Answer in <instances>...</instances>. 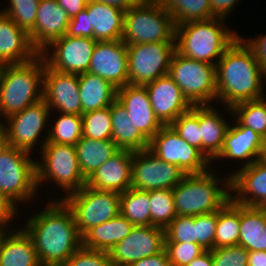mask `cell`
I'll list each match as a JSON object with an SVG mask.
<instances>
[{"label": "cell", "instance_id": "d4e9b609", "mask_svg": "<svg viewBox=\"0 0 266 266\" xmlns=\"http://www.w3.org/2000/svg\"><path fill=\"white\" fill-rule=\"evenodd\" d=\"M265 142L266 140L251 128L239 124L231 127L229 125L223 147L214 160L240 159L247 161L244 166L251 165L260 158Z\"/></svg>", "mask_w": 266, "mask_h": 266}, {"label": "cell", "instance_id": "f6af8a7d", "mask_svg": "<svg viewBox=\"0 0 266 266\" xmlns=\"http://www.w3.org/2000/svg\"><path fill=\"white\" fill-rule=\"evenodd\" d=\"M213 266H248V251L241 245L211 250Z\"/></svg>", "mask_w": 266, "mask_h": 266}, {"label": "cell", "instance_id": "5b68a950", "mask_svg": "<svg viewBox=\"0 0 266 266\" xmlns=\"http://www.w3.org/2000/svg\"><path fill=\"white\" fill-rule=\"evenodd\" d=\"M209 169L200 174H186L172 189L177 216H197L217 212L230 200L231 177L219 187V179Z\"/></svg>", "mask_w": 266, "mask_h": 266}, {"label": "cell", "instance_id": "d6a6232c", "mask_svg": "<svg viewBox=\"0 0 266 266\" xmlns=\"http://www.w3.org/2000/svg\"><path fill=\"white\" fill-rule=\"evenodd\" d=\"M74 146L80 169L86 179L120 150L112 139L96 140L84 136Z\"/></svg>", "mask_w": 266, "mask_h": 266}, {"label": "cell", "instance_id": "44dd1931", "mask_svg": "<svg viewBox=\"0 0 266 266\" xmlns=\"http://www.w3.org/2000/svg\"><path fill=\"white\" fill-rule=\"evenodd\" d=\"M70 17L57 0H40L33 31L29 34L33 47L41 54L54 40L66 34Z\"/></svg>", "mask_w": 266, "mask_h": 266}, {"label": "cell", "instance_id": "603a6c76", "mask_svg": "<svg viewBox=\"0 0 266 266\" xmlns=\"http://www.w3.org/2000/svg\"><path fill=\"white\" fill-rule=\"evenodd\" d=\"M133 151L119 150L86 180L96 190L125 192L131 188Z\"/></svg>", "mask_w": 266, "mask_h": 266}, {"label": "cell", "instance_id": "6f0895ef", "mask_svg": "<svg viewBox=\"0 0 266 266\" xmlns=\"http://www.w3.org/2000/svg\"><path fill=\"white\" fill-rule=\"evenodd\" d=\"M248 266H266V251H250Z\"/></svg>", "mask_w": 266, "mask_h": 266}, {"label": "cell", "instance_id": "60d3db41", "mask_svg": "<svg viewBox=\"0 0 266 266\" xmlns=\"http://www.w3.org/2000/svg\"><path fill=\"white\" fill-rule=\"evenodd\" d=\"M171 126L182 139L202 152V137L199 126V105H193L189 111L182 113Z\"/></svg>", "mask_w": 266, "mask_h": 266}, {"label": "cell", "instance_id": "816d5d0a", "mask_svg": "<svg viewBox=\"0 0 266 266\" xmlns=\"http://www.w3.org/2000/svg\"><path fill=\"white\" fill-rule=\"evenodd\" d=\"M170 260L167 251L164 249L163 251L142 258L138 261H135L127 266H170Z\"/></svg>", "mask_w": 266, "mask_h": 266}, {"label": "cell", "instance_id": "d6986e66", "mask_svg": "<svg viewBox=\"0 0 266 266\" xmlns=\"http://www.w3.org/2000/svg\"><path fill=\"white\" fill-rule=\"evenodd\" d=\"M145 87L152 109L163 125H171L193 106L168 74L146 83Z\"/></svg>", "mask_w": 266, "mask_h": 266}, {"label": "cell", "instance_id": "74e56055", "mask_svg": "<svg viewBox=\"0 0 266 266\" xmlns=\"http://www.w3.org/2000/svg\"><path fill=\"white\" fill-rule=\"evenodd\" d=\"M150 199V226L165 229L177 216L173 192L170 189L149 191Z\"/></svg>", "mask_w": 266, "mask_h": 266}, {"label": "cell", "instance_id": "277c9868", "mask_svg": "<svg viewBox=\"0 0 266 266\" xmlns=\"http://www.w3.org/2000/svg\"><path fill=\"white\" fill-rule=\"evenodd\" d=\"M44 57L3 65L0 74V114L7 118L43 99ZM39 86L41 87L39 89Z\"/></svg>", "mask_w": 266, "mask_h": 266}, {"label": "cell", "instance_id": "c3c4849f", "mask_svg": "<svg viewBox=\"0 0 266 266\" xmlns=\"http://www.w3.org/2000/svg\"><path fill=\"white\" fill-rule=\"evenodd\" d=\"M88 17L87 11L84 9L70 18L66 35L93 39V29H89Z\"/></svg>", "mask_w": 266, "mask_h": 266}, {"label": "cell", "instance_id": "f907efd6", "mask_svg": "<svg viewBox=\"0 0 266 266\" xmlns=\"http://www.w3.org/2000/svg\"><path fill=\"white\" fill-rule=\"evenodd\" d=\"M5 194L0 192V229L6 230L16 215L18 207ZM5 228V229H4Z\"/></svg>", "mask_w": 266, "mask_h": 266}, {"label": "cell", "instance_id": "ffe728a7", "mask_svg": "<svg viewBox=\"0 0 266 266\" xmlns=\"http://www.w3.org/2000/svg\"><path fill=\"white\" fill-rule=\"evenodd\" d=\"M117 100L126 109L136 128L150 140L164 125L156 117L145 85H130L117 89Z\"/></svg>", "mask_w": 266, "mask_h": 266}, {"label": "cell", "instance_id": "e575fe53", "mask_svg": "<svg viewBox=\"0 0 266 266\" xmlns=\"http://www.w3.org/2000/svg\"><path fill=\"white\" fill-rule=\"evenodd\" d=\"M120 214L134 226H150L149 191L129 188L120 193Z\"/></svg>", "mask_w": 266, "mask_h": 266}, {"label": "cell", "instance_id": "bcb514c9", "mask_svg": "<svg viewBox=\"0 0 266 266\" xmlns=\"http://www.w3.org/2000/svg\"><path fill=\"white\" fill-rule=\"evenodd\" d=\"M218 211L196 216V241L204 250L214 249Z\"/></svg>", "mask_w": 266, "mask_h": 266}, {"label": "cell", "instance_id": "7dc6e473", "mask_svg": "<svg viewBox=\"0 0 266 266\" xmlns=\"http://www.w3.org/2000/svg\"><path fill=\"white\" fill-rule=\"evenodd\" d=\"M62 266H112L109 252L81 246Z\"/></svg>", "mask_w": 266, "mask_h": 266}, {"label": "cell", "instance_id": "7402d4cb", "mask_svg": "<svg viewBox=\"0 0 266 266\" xmlns=\"http://www.w3.org/2000/svg\"><path fill=\"white\" fill-rule=\"evenodd\" d=\"M231 200L248 207L266 208V165L259 159L230 175ZM251 195V196H250Z\"/></svg>", "mask_w": 266, "mask_h": 266}, {"label": "cell", "instance_id": "52a82bcc", "mask_svg": "<svg viewBox=\"0 0 266 266\" xmlns=\"http://www.w3.org/2000/svg\"><path fill=\"white\" fill-rule=\"evenodd\" d=\"M41 149L43 159L36 160L37 186L51 180L68 195L86 184L74 145L46 142Z\"/></svg>", "mask_w": 266, "mask_h": 266}, {"label": "cell", "instance_id": "2e32d148", "mask_svg": "<svg viewBox=\"0 0 266 266\" xmlns=\"http://www.w3.org/2000/svg\"><path fill=\"white\" fill-rule=\"evenodd\" d=\"M165 229L156 226H134L130 234L110 251L112 266H127L165 249Z\"/></svg>", "mask_w": 266, "mask_h": 266}, {"label": "cell", "instance_id": "f546056e", "mask_svg": "<svg viewBox=\"0 0 266 266\" xmlns=\"http://www.w3.org/2000/svg\"><path fill=\"white\" fill-rule=\"evenodd\" d=\"M209 105H199V126L202 137V153L211 162L219 155L230 124Z\"/></svg>", "mask_w": 266, "mask_h": 266}, {"label": "cell", "instance_id": "cb8c5ba5", "mask_svg": "<svg viewBox=\"0 0 266 266\" xmlns=\"http://www.w3.org/2000/svg\"><path fill=\"white\" fill-rule=\"evenodd\" d=\"M37 55L39 52L33 47L29 34L0 12V63L21 64Z\"/></svg>", "mask_w": 266, "mask_h": 266}, {"label": "cell", "instance_id": "f1b7e54d", "mask_svg": "<svg viewBox=\"0 0 266 266\" xmlns=\"http://www.w3.org/2000/svg\"><path fill=\"white\" fill-rule=\"evenodd\" d=\"M133 228L134 225L119 214L107 222L89 229L82 236V246L109 252L119 241L127 237Z\"/></svg>", "mask_w": 266, "mask_h": 266}, {"label": "cell", "instance_id": "db71d44e", "mask_svg": "<svg viewBox=\"0 0 266 266\" xmlns=\"http://www.w3.org/2000/svg\"><path fill=\"white\" fill-rule=\"evenodd\" d=\"M89 0H57V3L63 8L70 18L83 11Z\"/></svg>", "mask_w": 266, "mask_h": 266}, {"label": "cell", "instance_id": "681fc988", "mask_svg": "<svg viewBox=\"0 0 266 266\" xmlns=\"http://www.w3.org/2000/svg\"><path fill=\"white\" fill-rule=\"evenodd\" d=\"M239 38L252 51L254 58L259 63L261 69L266 73V34L253 40Z\"/></svg>", "mask_w": 266, "mask_h": 266}, {"label": "cell", "instance_id": "4dcf8cb0", "mask_svg": "<svg viewBox=\"0 0 266 266\" xmlns=\"http://www.w3.org/2000/svg\"><path fill=\"white\" fill-rule=\"evenodd\" d=\"M110 113L112 140L120 150L135 152L149 147V140L136 128L117 99L111 104Z\"/></svg>", "mask_w": 266, "mask_h": 266}, {"label": "cell", "instance_id": "91938a15", "mask_svg": "<svg viewBox=\"0 0 266 266\" xmlns=\"http://www.w3.org/2000/svg\"><path fill=\"white\" fill-rule=\"evenodd\" d=\"M259 160L266 165V142H265V145L264 147L262 148V151H261V155H260V158Z\"/></svg>", "mask_w": 266, "mask_h": 266}, {"label": "cell", "instance_id": "680465c9", "mask_svg": "<svg viewBox=\"0 0 266 266\" xmlns=\"http://www.w3.org/2000/svg\"><path fill=\"white\" fill-rule=\"evenodd\" d=\"M0 122V149L6 145V137H5V124Z\"/></svg>", "mask_w": 266, "mask_h": 266}, {"label": "cell", "instance_id": "94428289", "mask_svg": "<svg viewBox=\"0 0 266 266\" xmlns=\"http://www.w3.org/2000/svg\"><path fill=\"white\" fill-rule=\"evenodd\" d=\"M2 68H3V65L0 63V74H1Z\"/></svg>", "mask_w": 266, "mask_h": 266}, {"label": "cell", "instance_id": "8d00e7d4", "mask_svg": "<svg viewBox=\"0 0 266 266\" xmlns=\"http://www.w3.org/2000/svg\"><path fill=\"white\" fill-rule=\"evenodd\" d=\"M237 116L236 123L251 128L266 140V100L244 101L229 108Z\"/></svg>", "mask_w": 266, "mask_h": 266}, {"label": "cell", "instance_id": "4316f807", "mask_svg": "<svg viewBox=\"0 0 266 266\" xmlns=\"http://www.w3.org/2000/svg\"><path fill=\"white\" fill-rule=\"evenodd\" d=\"M11 230L13 232L1 229L0 266H42L24 228Z\"/></svg>", "mask_w": 266, "mask_h": 266}, {"label": "cell", "instance_id": "83f0119b", "mask_svg": "<svg viewBox=\"0 0 266 266\" xmlns=\"http://www.w3.org/2000/svg\"><path fill=\"white\" fill-rule=\"evenodd\" d=\"M82 114L111 106L117 99V88L90 72L78 74Z\"/></svg>", "mask_w": 266, "mask_h": 266}, {"label": "cell", "instance_id": "3957f363", "mask_svg": "<svg viewBox=\"0 0 266 266\" xmlns=\"http://www.w3.org/2000/svg\"><path fill=\"white\" fill-rule=\"evenodd\" d=\"M224 20L214 17L175 25L176 51L189 59L216 65L215 60L218 62L239 37L223 26Z\"/></svg>", "mask_w": 266, "mask_h": 266}, {"label": "cell", "instance_id": "e0dca14e", "mask_svg": "<svg viewBox=\"0 0 266 266\" xmlns=\"http://www.w3.org/2000/svg\"><path fill=\"white\" fill-rule=\"evenodd\" d=\"M128 65L127 45L122 39L97 41L88 72L119 89L128 84Z\"/></svg>", "mask_w": 266, "mask_h": 266}, {"label": "cell", "instance_id": "30bf717a", "mask_svg": "<svg viewBox=\"0 0 266 266\" xmlns=\"http://www.w3.org/2000/svg\"><path fill=\"white\" fill-rule=\"evenodd\" d=\"M61 200L72 211L81 236L120 214L119 192L96 190L86 184Z\"/></svg>", "mask_w": 266, "mask_h": 266}, {"label": "cell", "instance_id": "7c38bea8", "mask_svg": "<svg viewBox=\"0 0 266 266\" xmlns=\"http://www.w3.org/2000/svg\"><path fill=\"white\" fill-rule=\"evenodd\" d=\"M148 149L164 162L177 165L185 174L209 170L210 161L182 139L171 125H164L150 140Z\"/></svg>", "mask_w": 266, "mask_h": 266}, {"label": "cell", "instance_id": "9f6ffc18", "mask_svg": "<svg viewBox=\"0 0 266 266\" xmlns=\"http://www.w3.org/2000/svg\"><path fill=\"white\" fill-rule=\"evenodd\" d=\"M186 266H213L211 250H205L198 257L194 258Z\"/></svg>", "mask_w": 266, "mask_h": 266}, {"label": "cell", "instance_id": "5bb4252c", "mask_svg": "<svg viewBox=\"0 0 266 266\" xmlns=\"http://www.w3.org/2000/svg\"><path fill=\"white\" fill-rule=\"evenodd\" d=\"M96 43L95 39L72 37L65 34L54 40L41 55L44 57L46 65L53 70L71 74L86 73ZM48 49H51L53 53Z\"/></svg>", "mask_w": 266, "mask_h": 266}, {"label": "cell", "instance_id": "4fadbf2b", "mask_svg": "<svg viewBox=\"0 0 266 266\" xmlns=\"http://www.w3.org/2000/svg\"><path fill=\"white\" fill-rule=\"evenodd\" d=\"M185 175L177 165L164 162L148 148L133 152L131 188L172 190Z\"/></svg>", "mask_w": 266, "mask_h": 266}, {"label": "cell", "instance_id": "6da1fadb", "mask_svg": "<svg viewBox=\"0 0 266 266\" xmlns=\"http://www.w3.org/2000/svg\"><path fill=\"white\" fill-rule=\"evenodd\" d=\"M57 200L28 219L24 227L42 266H62L82 246L72 211L61 198Z\"/></svg>", "mask_w": 266, "mask_h": 266}, {"label": "cell", "instance_id": "9a60e30c", "mask_svg": "<svg viewBox=\"0 0 266 266\" xmlns=\"http://www.w3.org/2000/svg\"><path fill=\"white\" fill-rule=\"evenodd\" d=\"M47 103L42 99L23 111L15 113L6 118L8 123L4 126L6 144L31 153L37 145L40 133L46 127L50 117ZM44 127V128H43Z\"/></svg>", "mask_w": 266, "mask_h": 266}, {"label": "cell", "instance_id": "836d02e7", "mask_svg": "<svg viewBox=\"0 0 266 266\" xmlns=\"http://www.w3.org/2000/svg\"><path fill=\"white\" fill-rule=\"evenodd\" d=\"M240 233V205L230 200L218 210L214 248L237 245Z\"/></svg>", "mask_w": 266, "mask_h": 266}, {"label": "cell", "instance_id": "7a4b0ae2", "mask_svg": "<svg viewBox=\"0 0 266 266\" xmlns=\"http://www.w3.org/2000/svg\"><path fill=\"white\" fill-rule=\"evenodd\" d=\"M263 78L266 73L238 37L216 63L217 99L229 110L237 103L263 98Z\"/></svg>", "mask_w": 266, "mask_h": 266}, {"label": "cell", "instance_id": "ab89813d", "mask_svg": "<svg viewBox=\"0 0 266 266\" xmlns=\"http://www.w3.org/2000/svg\"><path fill=\"white\" fill-rule=\"evenodd\" d=\"M82 136L96 140L112 139L110 106L82 114Z\"/></svg>", "mask_w": 266, "mask_h": 266}, {"label": "cell", "instance_id": "484cf974", "mask_svg": "<svg viewBox=\"0 0 266 266\" xmlns=\"http://www.w3.org/2000/svg\"><path fill=\"white\" fill-rule=\"evenodd\" d=\"M89 29L96 41H114L122 38L125 11L120 8L89 0L85 8Z\"/></svg>", "mask_w": 266, "mask_h": 266}, {"label": "cell", "instance_id": "f5cc1de1", "mask_svg": "<svg viewBox=\"0 0 266 266\" xmlns=\"http://www.w3.org/2000/svg\"><path fill=\"white\" fill-rule=\"evenodd\" d=\"M239 0H210L211 12L214 17L226 18Z\"/></svg>", "mask_w": 266, "mask_h": 266}, {"label": "cell", "instance_id": "1f68e13d", "mask_svg": "<svg viewBox=\"0 0 266 266\" xmlns=\"http://www.w3.org/2000/svg\"><path fill=\"white\" fill-rule=\"evenodd\" d=\"M238 244L248 252L266 251V208L240 205Z\"/></svg>", "mask_w": 266, "mask_h": 266}, {"label": "cell", "instance_id": "8992f818", "mask_svg": "<svg viewBox=\"0 0 266 266\" xmlns=\"http://www.w3.org/2000/svg\"><path fill=\"white\" fill-rule=\"evenodd\" d=\"M121 39L126 44L175 41L172 15L159 0H140L125 11Z\"/></svg>", "mask_w": 266, "mask_h": 266}, {"label": "cell", "instance_id": "d590c367", "mask_svg": "<svg viewBox=\"0 0 266 266\" xmlns=\"http://www.w3.org/2000/svg\"><path fill=\"white\" fill-rule=\"evenodd\" d=\"M172 15L175 25L189 21L208 20L214 18L210 0H159Z\"/></svg>", "mask_w": 266, "mask_h": 266}, {"label": "cell", "instance_id": "ba28073f", "mask_svg": "<svg viewBox=\"0 0 266 266\" xmlns=\"http://www.w3.org/2000/svg\"><path fill=\"white\" fill-rule=\"evenodd\" d=\"M168 75L192 105L217 101L216 65L189 59L175 51Z\"/></svg>", "mask_w": 266, "mask_h": 266}, {"label": "cell", "instance_id": "ac0fdd59", "mask_svg": "<svg viewBox=\"0 0 266 266\" xmlns=\"http://www.w3.org/2000/svg\"><path fill=\"white\" fill-rule=\"evenodd\" d=\"M43 100L60 114L82 115L78 74L58 72L47 65L43 74Z\"/></svg>", "mask_w": 266, "mask_h": 266}, {"label": "cell", "instance_id": "7bdbcfd3", "mask_svg": "<svg viewBox=\"0 0 266 266\" xmlns=\"http://www.w3.org/2000/svg\"><path fill=\"white\" fill-rule=\"evenodd\" d=\"M165 242L197 243L196 216H176L165 228Z\"/></svg>", "mask_w": 266, "mask_h": 266}, {"label": "cell", "instance_id": "9c48e42d", "mask_svg": "<svg viewBox=\"0 0 266 266\" xmlns=\"http://www.w3.org/2000/svg\"><path fill=\"white\" fill-rule=\"evenodd\" d=\"M28 154L7 144L0 149V192L16 205L18 202L31 201L39 188L36 161Z\"/></svg>", "mask_w": 266, "mask_h": 266}, {"label": "cell", "instance_id": "11a10c76", "mask_svg": "<svg viewBox=\"0 0 266 266\" xmlns=\"http://www.w3.org/2000/svg\"><path fill=\"white\" fill-rule=\"evenodd\" d=\"M91 1L109 4L111 6L120 8L123 11H127L131 7L135 6L140 0H91Z\"/></svg>", "mask_w": 266, "mask_h": 266}, {"label": "cell", "instance_id": "8fae6325", "mask_svg": "<svg viewBox=\"0 0 266 266\" xmlns=\"http://www.w3.org/2000/svg\"><path fill=\"white\" fill-rule=\"evenodd\" d=\"M128 84L145 85L168 74L176 41L126 44Z\"/></svg>", "mask_w": 266, "mask_h": 266}, {"label": "cell", "instance_id": "f35d334b", "mask_svg": "<svg viewBox=\"0 0 266 266\" xmlns=\"http://www.w3.org/2000/svg\"><path fill=\"white\" fill-rule=\"evenodd\" d=\"M55 123V124H54ZM53 123L46 142L75 145L82 137V116L76 114H62Z\"/></svg>", "mask_w": 266, "mask_h": 266}, {"label": "cell", "instance_id": "ee69618b", "mask_svg": "<svg viewBox=\"0 0 266 266\" xmlns=\"http://www.w3.org/2000/svg\"><path fill=\"white\" fill-rule=\"evenodd\" d=\"M170 264L186 266L205 250L198 243L165 242Z\"/></svg>", "mask_w": 266, "mask_h": 266}, {"label": "cell", "instance_id": "b9f144b4", "mask_svg": "<svg viewBox=\"0 0 266 266\" xmlns=\"http://www.w3.org/2000/svg\"><path fill=\"white\" fill-rule=\"evenodd\" d=\"M7 9L0 11L10 17L15 24L30 34L35 25L40 0H10Z\"/></svg>", "mask_w": 266, "mask_h": 266}]
</instances>
